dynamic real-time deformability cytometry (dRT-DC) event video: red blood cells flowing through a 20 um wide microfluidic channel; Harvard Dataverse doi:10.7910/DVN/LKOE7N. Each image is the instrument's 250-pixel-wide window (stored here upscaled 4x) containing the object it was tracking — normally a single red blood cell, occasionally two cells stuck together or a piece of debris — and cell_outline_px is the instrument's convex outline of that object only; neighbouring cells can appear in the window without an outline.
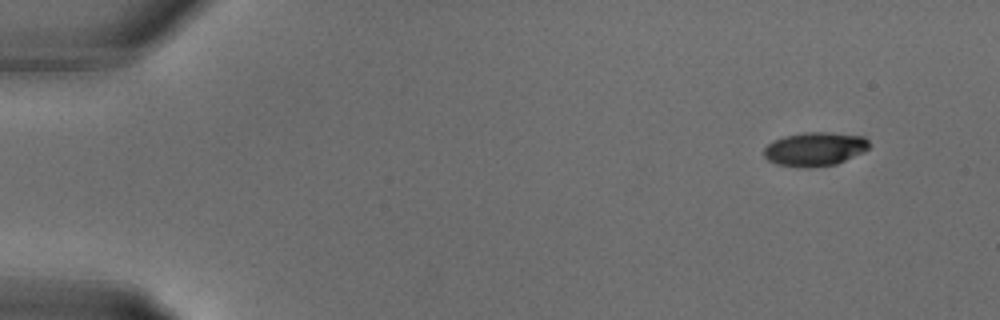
{"species": "common noctule bat (a hibernating species)", "species_latin": "Nyctalus noctula", "temperature_condition": "warm", "stored_images_in_passage": 16, "camera_frame_rate_fps": 3000, "um_per_image_px": 0.085, "animal": {"sex": "male", "body_mass_g": 18.8}, "frame": {"image": 1, "passage_image": 1, "time_ms": 0.0, "image_size_px": [1000, 320], "cell_outline_px": [[868, 148], [836, 164], [808, 168], [804, 168], [776, 164], [768, 160], [764, 156], [764, 148], [768, 144], [784, 136], [808, 132], [824, 132], [864, 136], [868, 140]], "centroid_in_image_um": [69.22, 12.67], "position_along_channel_um": 15.8, "area_um2": 20.4}}
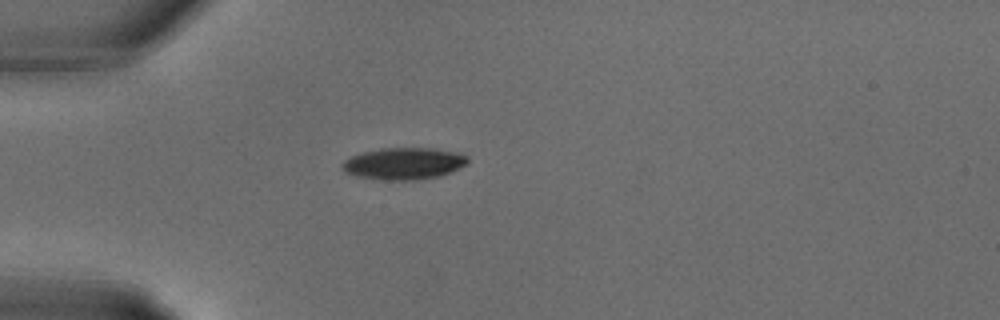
{"frame": {"image": 2, "passage_image": 7, "time_ms": 2.0, "image_size_px": [1000, 320], "cell_outline_px": [[468, 164], [440, 176], [412, 180], [384, 180], [356, 176], [344, 172], [340, 164], [344, 160], [352, 156], [364, 152], [380, 148], [428, 148], [452, 152], [468, 156]], "centroid_in_image_um": [34.28, 13.91], "position_along_channel_um": 50.7, "area_um2": 23.12}}
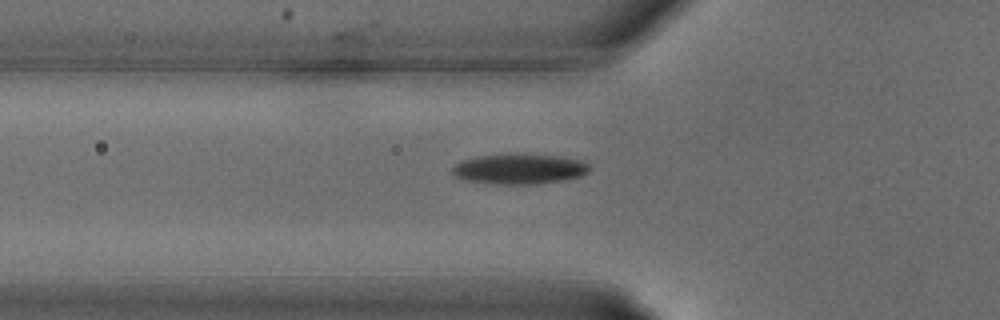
{"frame": {"image": 3, "passage_image": 9, "time_ms": 2.667, "image_size_px": [1000, 320], "cell_outline_px": [[592, 168], [588, 172], [580, 176], [564, 180], [536, 184], [492, 184], [460, 180], [452, 172], [452, 168], [460, 160], [476, 156], [508, 152], [520, 152], [560, 156], [584, 160]], "centroid_in_image_um": [44.13, 14.33], "position_along_channel_um": 81.7, "area_um2": 25.2}}